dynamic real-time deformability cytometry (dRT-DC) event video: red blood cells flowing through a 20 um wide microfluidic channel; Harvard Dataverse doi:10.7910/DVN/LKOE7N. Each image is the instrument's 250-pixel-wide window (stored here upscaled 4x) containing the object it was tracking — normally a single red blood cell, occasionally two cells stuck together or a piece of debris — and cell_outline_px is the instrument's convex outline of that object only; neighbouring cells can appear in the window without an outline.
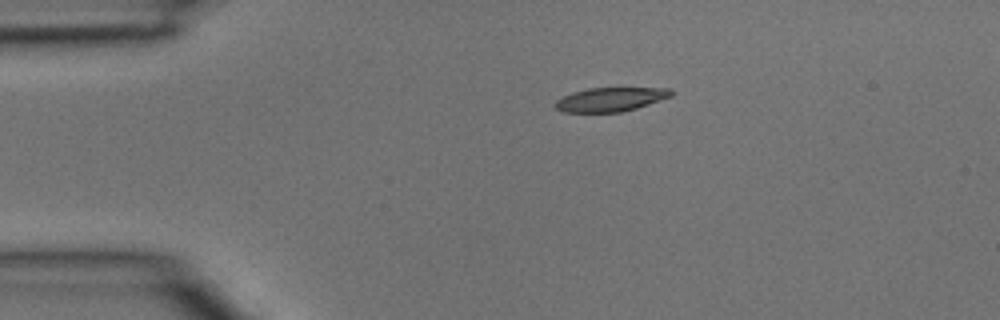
{"species": "common noctule bat (a hibernating species)", "species_latin": "Nyctalus noctula", "temperature_condition": "room temperature", "stored_images_in_passage": 2, "camera_frame_rate_fps": 3000, "um_per_image_px": 0.085, "animal": {"sex": "male", "body_mass_g": 15.6}, "frame": {"image": 1, "passage_image": 1, "time_ms": 0.0, "image_size_px": [1000, 320], "cell_outline_px": [[676, 92], [672, 96], [636, 108], [620, 112], [564, 112], [556, 108], [552, 104], [556, 100], [572, 92], [588, 88], [672, 88]], "centroid_in_image_um": [51.9, 8.44], "position_along_channel_um": 33.1, "area_um2": 16.24}}